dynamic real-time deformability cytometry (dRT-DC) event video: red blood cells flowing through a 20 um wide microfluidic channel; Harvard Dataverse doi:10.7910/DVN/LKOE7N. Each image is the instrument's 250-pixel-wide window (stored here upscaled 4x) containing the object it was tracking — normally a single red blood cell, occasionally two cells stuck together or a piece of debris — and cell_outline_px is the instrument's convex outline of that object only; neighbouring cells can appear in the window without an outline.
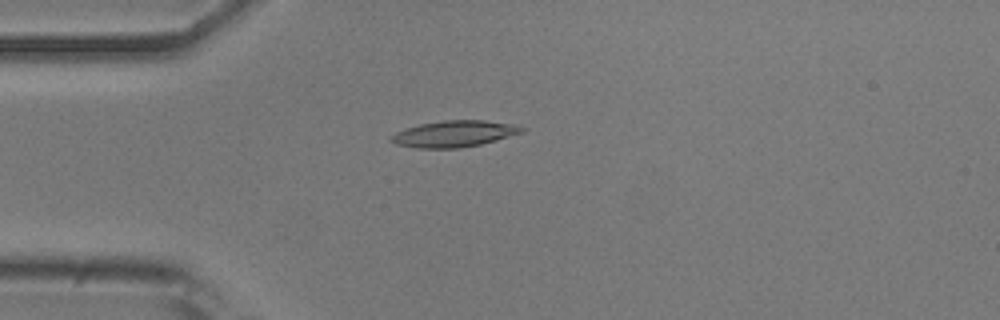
{"species": "common noctule bat (a hibernating species)", "species_latin": "Nyctalus noctula", "temperature_condition": "room temperature", "stored_images_in_passage": 46, "camera_frame_rate_fps": 3000, "um_per_image_px": 0.085, "animal": {"sex": "male", "body_mass_g": 20.5, "forearm_length_mm": 52.5}, "frame": {"image": 1, "passage_image": 7, "time_ms": 2.0, "image_size_px": [1000, 320], "cell_outline_px": [[528, 128], [524, 132], [496, 140], [480, 144], [460, 148], [416, 148], [396, 144], [388, 140], [388, 136], [404, 128], [420, 124], [444, 120], [484, 120], [516, 124]], "centroid_in_image_um": [38.61, 11.37], "position_along_channel_um": 46.4, "area_um2": 20.35}}
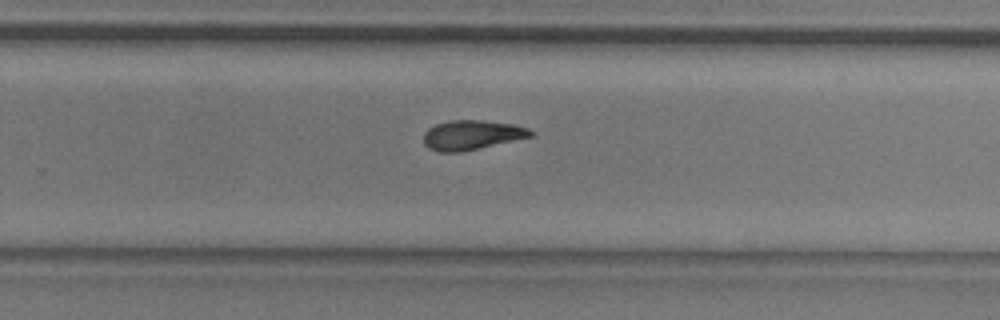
{"frame": {"image": 2, "passage_image": 27, "time_ms": 8.667, "image_size_px": [1000, 320], "cell_outline_px": [[532, 136], [460, 152], [440, 152], [428, 148], [424, 144], [424, 132], [428, 128], [436, 124], [448, 120], [484, 120], [512, 124], [528, 128], [532, 132]], "centroid_in_image_um": [40.05, 11.46], "position_along_channel_um": 289.8, "area_um2": 18.26}}
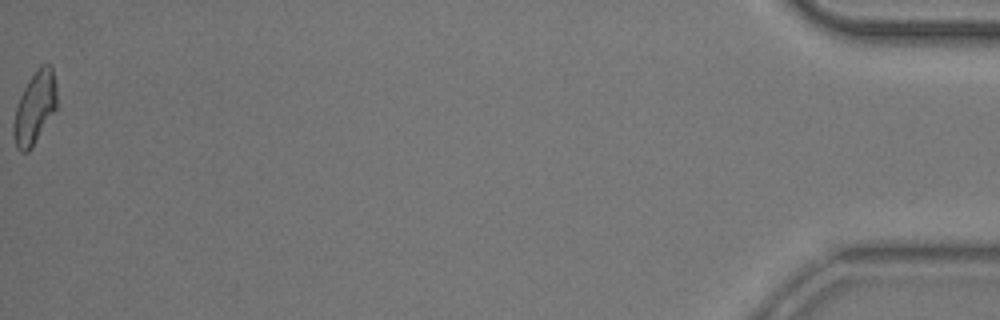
{"frame": {"image": 3, "passage_image": 46, "time_ms": 15.0, "image_size_px": [1000, 320], "cell_outline_px": [[56, 108], [28, 152], [20, 152], [16, 148], [12, 132], [12, 124], [16, 108], [20, 96], [24, 88], [40, 64], [48, 64], [52, 68], [56, 84]], "centroid_in_image_um": [2.93, 9.17], "position_along_channel_um": 432.3, "area_um2": 17.92}, "authors_computed_cell_mechanics": {"area_um2": 18.4382, "velocity_mm_per_s": 3.8609, "shape_relaxation_time_tau1_ms": 4.2209, "shape_relaxation_time_tau2_ms": 6.9842, "deformation_change_tau1": 0.1565, "deformation_change_tau2": 0.1303}}